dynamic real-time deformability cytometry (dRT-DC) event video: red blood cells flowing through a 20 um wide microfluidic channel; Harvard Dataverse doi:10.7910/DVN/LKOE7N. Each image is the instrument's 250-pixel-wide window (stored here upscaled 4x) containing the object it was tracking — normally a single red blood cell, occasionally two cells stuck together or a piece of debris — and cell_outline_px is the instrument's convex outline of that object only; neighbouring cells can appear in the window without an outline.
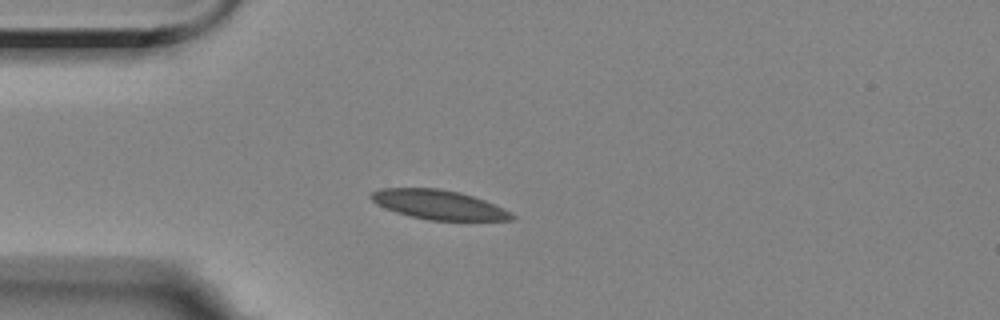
{"species": "Egyptian fruit bat (a non-hibernating species)", "species_latin": "Rousettus aegyptiacus", "temperature_condition": "room temperature", "stored_images_in_passage": 30, "camera_frame_rate_fps": 3000, "um_per_image_px": 0.085, "animal": {"sex": "female"}, "frame": {"image": 1, "passage_image": 1, "time_ms": 0.0, "image_size_px": [1000, 320], "cell_outline_px": [[516, 216], [512, 220], [428, 220], [396, 212], [376, 204], [368, 196], [372, 192], [380, 188], [440, 188], [460, 192], [484, 200]], "centroid_in_image_um": [37.22, 17.39], "position_along_channel_um": 47.8, "area_um2": 23.76}}
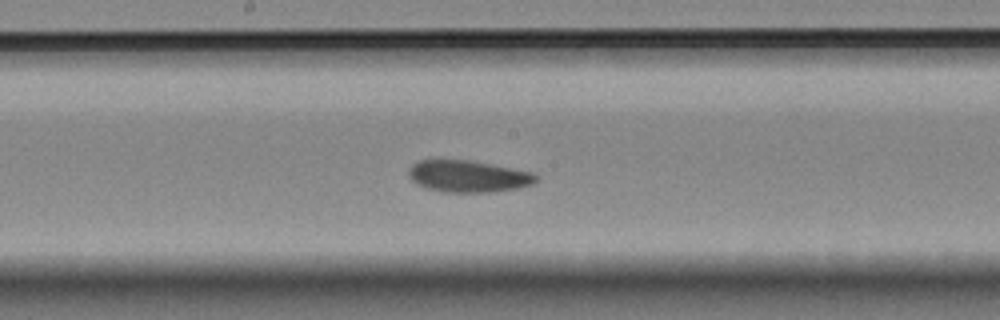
{"frame": {"image": 2, "passage_image": 16, "time_ms": 5.0, "image_size_px": [1000, 320], "cell_outline_px": [[536, 180], [532, 184], [516, 188], [492, 192], [444, 192], [428, 188], [416, 184], [408, 176], [408, 168], [412, 164], [420, 160], [468, 160], [536, 172]], "centroid_in_image_um": [39.78, 14.98], "position_along_channel_um": 208.4, "area_um2": 23.58}}
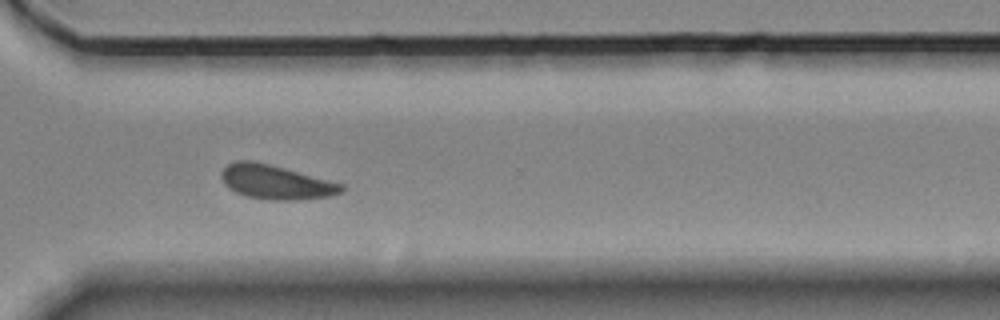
{"frame": {"image": 3, "passage_image": 28, "time_ms": 9.0, "image_size_px": [1000, 320], "cell_outline_px": [[344, 192], [328, 196], [300, 200], [268, 200], [248, 196], [236, 192], [228, 188], [224, 184], [220, 176], [220, 172], [228, 164], [236, 160], [252, 160], [284, 168], [344, 184]], "centroid_in_image_um": [23.43, 15.48], "position_along_channel_um": 347.2, "area_um2": 23.93}, "authors_computed_cell_mechanics": {"area_um2": 23.5824, "velocity_mm_per_s": 3.4689, "shape_relaxation_time_tau1_ms": 11.3394, "shape_relaxation_time_tau2_ms": null, "deformation_change_tau1": 0.162, "deformation_change_tau2": null}}